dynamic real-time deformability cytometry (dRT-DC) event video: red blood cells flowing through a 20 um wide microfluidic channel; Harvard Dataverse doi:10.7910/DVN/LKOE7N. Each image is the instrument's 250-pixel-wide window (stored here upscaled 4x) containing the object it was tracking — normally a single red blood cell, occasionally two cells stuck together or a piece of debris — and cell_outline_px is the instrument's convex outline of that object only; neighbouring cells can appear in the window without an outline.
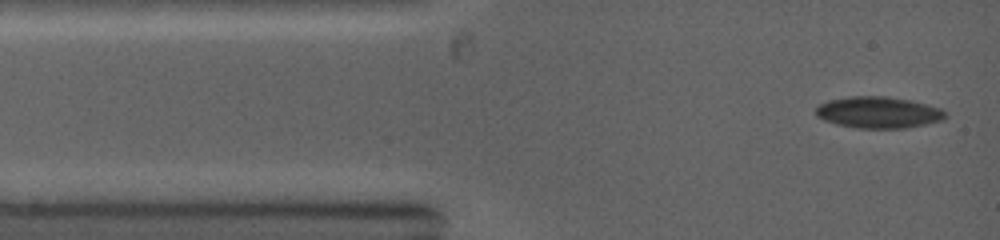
{"species": "common noctule bat (a hibernating species)", "species_latin": "Nyctalus noctula", "temperature_condition": "warm", "stored_images_in_passage": 14, "camera_frame_rate_fps": 5000, "um_per_image_px": 0.085, "animal": {"sex": "female", "body_mass_g": 19.0, "forearm_length_mm": 53.3}, "frame": {"image": 1, "passage_image": 1, "time_ms": 0.0, "image_size_px": [1000, 240], "cell_outline_px": [[948, 116], [940, 120], [924, 124], [904, 128], [856, 128], [836, 124], [824, 120], [816, 116], [816, 108], [820, 104], [828, 100], [852, 96], [888, 96], [912, 100], [928, 104], [940, 108]], "centroid_in_image_um": [74.65, 9.54], "position_along_channel_um": 10.4, "area_um2": 23.76}}
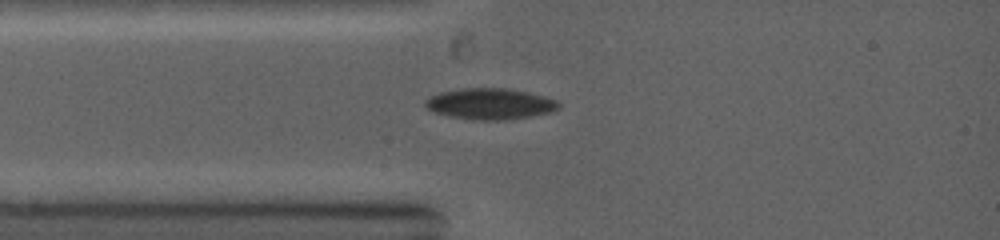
{"frame": {"image": 2, "passage_image": 5, "time_ms": 1.8, "image_size_px": [1000, 240], "cell_outline_px": [[560, 108], [552, 112], [532, 116], [504, 120], [480, 120], [448, 116], [436, 112], [428, 108], [424, 104], [424, 100], [440, 92], [460, 88], [508, 88], [528, 92], [544, 96], [556, 100], [560, 104]], "centroid_in_image_um": [41.69, 8.82], "position_along_channel_um": 43.3, "area_um2": 24.16}}